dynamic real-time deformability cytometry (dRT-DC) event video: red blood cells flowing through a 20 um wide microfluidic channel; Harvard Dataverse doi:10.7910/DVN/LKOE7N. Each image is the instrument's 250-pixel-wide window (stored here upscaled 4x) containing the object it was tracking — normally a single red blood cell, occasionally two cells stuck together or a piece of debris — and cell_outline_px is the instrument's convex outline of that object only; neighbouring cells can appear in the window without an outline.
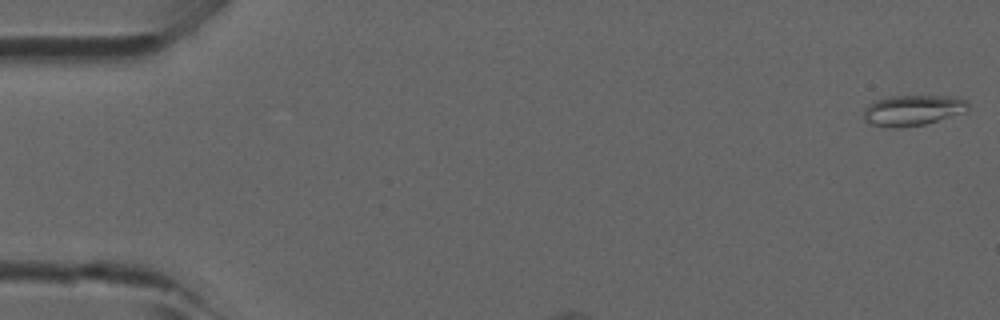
{"species": "common noctule bat (a hibernating species)", "species_latin": "Nyctalus noctula", "temperature_condition": "room temperature", "stored_images_in_passage": 9, "camera_frame_rate_fps": 3000, "um_per_image_px": 0.085, "animal": {"sex": "male", "forearm_length_mm": 52.5}, "frame": {"image": 1, "passage_image": 1, "time_ms": 0.0, "image_size_px": [1000, 320], "cell_outline_px": [[968, 108], [964, 112], [924, 124], [900, 128], [884, 128], [872, 124], [864, 120], [864, 108], [872, 100], [888, 96], [952, 96], [968, 100]], "centroid_in_image_um": [77.53, 9.37], "position_along_channel_um": 7.5, "area_um2": 18.84}}